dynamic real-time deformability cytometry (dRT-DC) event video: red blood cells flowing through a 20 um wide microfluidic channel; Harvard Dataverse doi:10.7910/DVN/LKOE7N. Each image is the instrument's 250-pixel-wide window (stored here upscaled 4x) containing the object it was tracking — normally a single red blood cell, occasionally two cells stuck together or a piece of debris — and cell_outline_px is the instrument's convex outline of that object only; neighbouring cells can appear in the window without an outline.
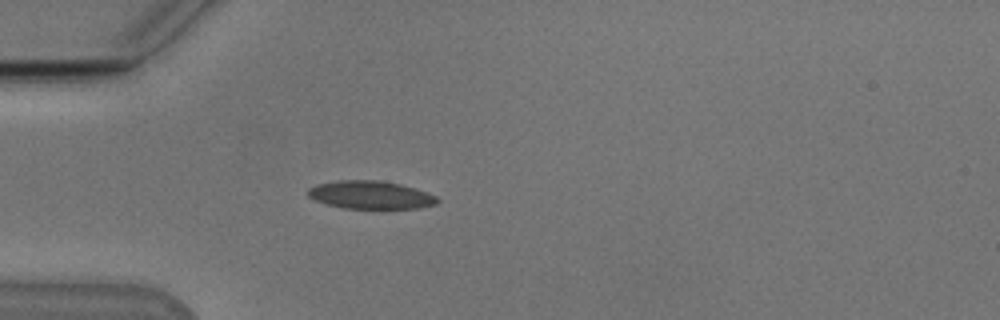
{"species": "Egyptian fruit bat (a non-hibernating species)", "species_latin": "Rousettus aegyptiacus", "temperature_condition": "cold", "stored_images_in_passage": 39, "camera_frame_rate_fps": 3000, "um_per_image_px": 0.085, "animal": {"sex": "male"}, "frame": {"image": 1, "passage_image": 1, "time_ms": 0.0, "image_size_px": [1000, 320], "cell_outline_px": [[440, 200], [436, 204], [420, 208], [344, 208], [328, 204], [316, 200], [308, 196], [308, 188], [316, 184], [340, 180], [380, 180], [400, 184], [436, 196]], "centroid_in_image_um": [31.48, 16.56], "position_along_channel_um": 53.5, "area_um2": 20.87}}
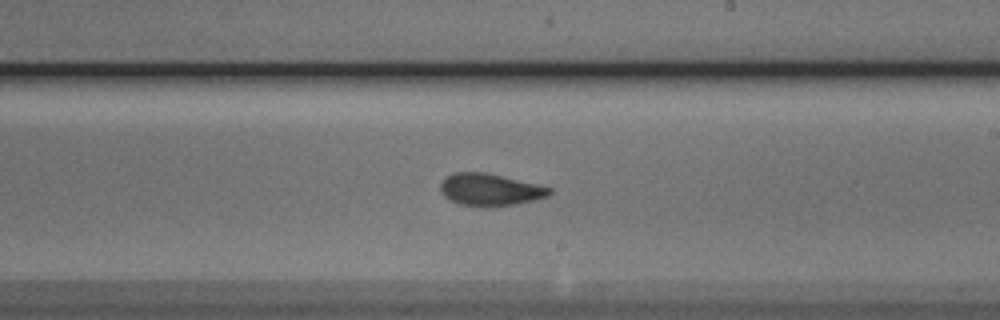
{"frame": {"image": 2, "passage_image": 17, "time_ms": 5.333, "image_size_px": [1000, 320], "cell_outline_px": [[552, 192], [548, 196], [536, 200], [488, 208], [484, 208], [460, 204], [444, 196], [440, 192], [440, 184], [444, 176], [452, 172], [484, 172], [536, 184], [552, 188]], "centroid_in_image_um": [41.61, 16.13], "position_along_channel_um": 247.4, "area_um2": 20.58}}
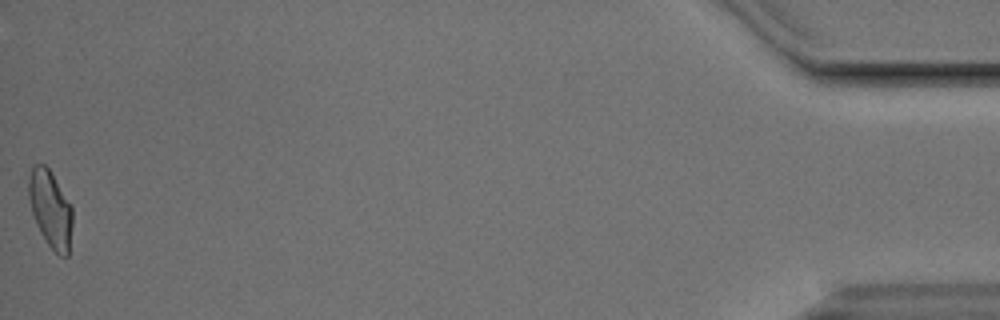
{"frame": {"image": 3, "passage_image": 39, "time_ms": 12.667, "image_size_px": [1000, 320], "cell_outline_px": [[72, 224], [68, 256], [60, 256], [48, 244], [40, 232], [36, 224], [32, 212], [28, 196], [28, 176], [32, 164], [44, 164], [48, 168], [72, 204]], "centroid_in_image_um": [4.28, 17.73], "position_along_channel_um": 430.9, "area_um2": 19.77}, "authors_computed_cell_mechanics": {"area_um2": 20.1144, "velocity_mm_per_s": 3.823, "shape_relaxation_time_tau1_ms": 5.5058, "shape_relaxation_time_tau2_ms": 1.7445, "deformation_change_tau1": 0.1451, "deformation_change_tau2": 0.0678}}